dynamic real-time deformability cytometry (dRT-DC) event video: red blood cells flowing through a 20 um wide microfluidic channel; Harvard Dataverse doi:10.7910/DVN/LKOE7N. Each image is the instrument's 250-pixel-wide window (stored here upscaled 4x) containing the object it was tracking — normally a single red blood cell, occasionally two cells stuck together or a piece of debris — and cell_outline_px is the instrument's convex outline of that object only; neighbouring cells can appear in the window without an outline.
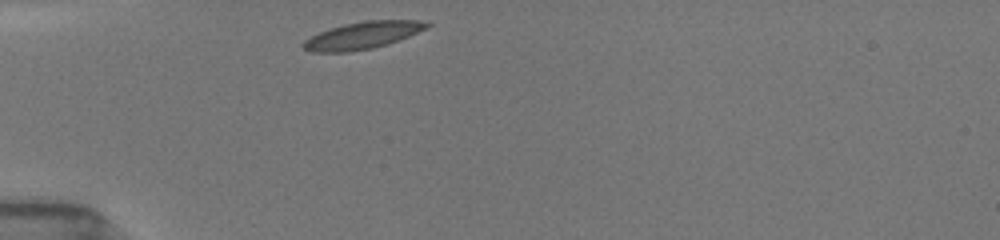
{"species": "common noctule bat (a hibernating species)", "species_latin": "Nyctalus noctula", "temperature_condition": "room temperature", "stored_images_in_passage": 27, "camera_frame_rate_fps": 3000, "um_per_image_px": 0.085, "animal": {"sex": "female", "body_mass_g": 19.5, "forearm_length_mm": 54.1}, "frame": {"image": 1, "passage_image": 1, "time_ms": 0.0, "image_size_px": [1000, 240], "cell_outline_px": [[432, 24], [428, 28], [408, 36], [372, 48], [348, 52], [312, 52], [304, 48], [300, 44], [304, 40], [320, 32], [344, 24], [364, 20], [428, 20]], "centroid_in_image_um": [30.84, 2.99], "position_along_channel_um": 54.2, "area_um2": 19.42}}
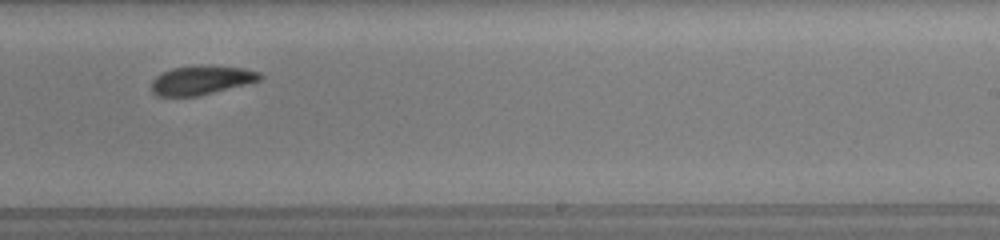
{"frame": {"image": 2, "passage_image": 16, "time_ms": 6.0, "image_size_px": [1000, 240], "cell_outline_px": [[264, 76], [260, 80], [200, 96], [156, 96], [152, 92], [152, 80], [156, 76], [172, 68], [200, 64], [244, 68], [260, 72]], "centroid_in_image_um": [17.12, 6.8], "position_along_channel_um": 271.9, "area_um2": 18.5}}
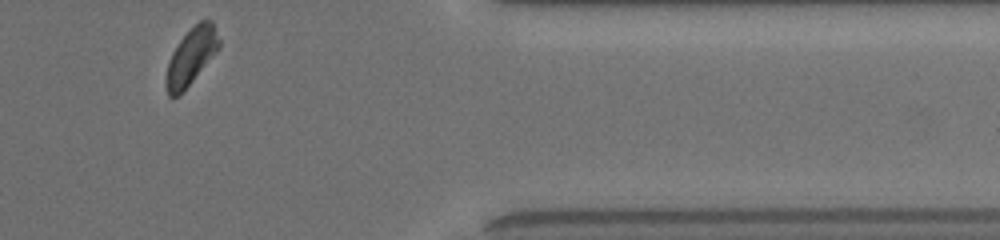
{"frame": {"image": 3, "passage_image": 26, "time_ms": 9.667, "image_size_px": [1000, 240], "cell_outline_px": [[220, 48], [180, 96], [172, 100], [168, 96], [164, 84], [164, 80], [168, 64], [172, 52], [180, 40], [200, 20], [212, 20], [220, 40]], "centroid_in_image_um": [16.23, 4.87], "position_along_channel_um": 395.2, "area_um2": 17.69}, "authors_computed_cell_mechanics": {"area_um2": 18.8428, "velocity_mm_per_s": 3.8928, "shape_relaxation_time_tau1_ms": 3.0954, "shape_relaxation_time_tau2_ms": 2.7749, "deformation_change_tau1": 0.1147, "deformation_change_tau2": 0.0725}}